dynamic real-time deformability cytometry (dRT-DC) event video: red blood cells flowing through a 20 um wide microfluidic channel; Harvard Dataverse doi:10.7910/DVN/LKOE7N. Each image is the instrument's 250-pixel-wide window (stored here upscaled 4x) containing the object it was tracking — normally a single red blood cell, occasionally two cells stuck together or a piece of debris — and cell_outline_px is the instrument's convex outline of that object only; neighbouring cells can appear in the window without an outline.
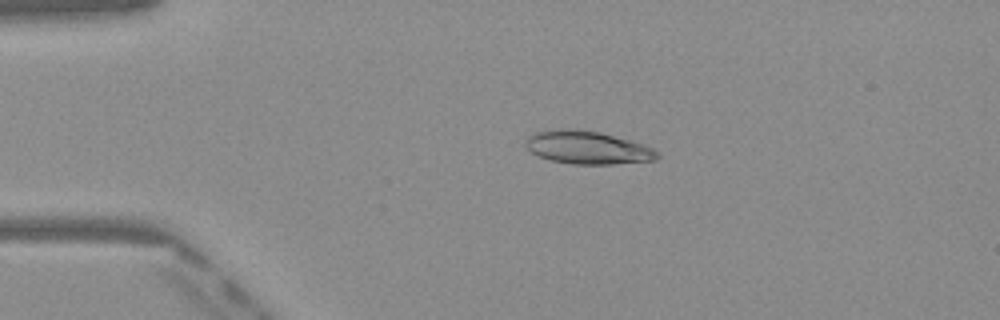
{"species": "Egyptian fruit bat (a non-hibernating species)", "species_latin": "Rousettus aegyptiacus", "temperature_condition": "warm", "stored_images_in_passage": 50, "camera_frame_rate_fps": 3000, "um_per_image_px": 0.085, "frame": {"image": 1, "passage_image": 11, "time_ms": 3.333, "image_size_px": [1000, 320], "cell_outline_px": [[660, 156], [656, 160], [612, 164], [572, 164], [552, 160], [540, 156], [532, 152], [524, 144], [524, 140], [528, 136], [536, 132], [564, 128], [580, 128], [600, 132], [644, 144], [652, 148]], "centroid_in_image_um": [49.93, 12.53], "position_along_channel_um": 35.1, "area_um2": 25.32}}
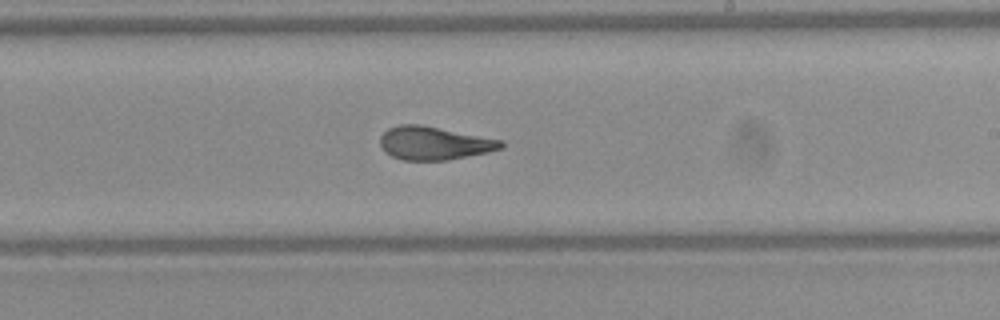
{"frame": {"image": 2, "passage_image": 30, "time_ms": 9.667, "image_size_px": [1000, 320], "cell_outline_px": [[504, 144], [500, 148], [488, 152], [448, 160], [400, 160], [384, 152], [380, 144], [380, 136], [388, 128], [400, 124], [420, 124], [504, 140]], "centroid_in_image_um": [36.88, 12.16], "position_along_channel_um": 252.1, "area_um2": 23.52}}
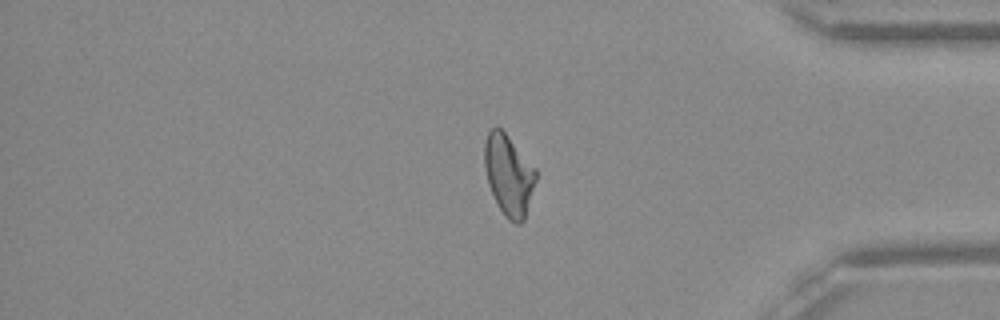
{"frame": {"image": 3, "passage_image": 42, "time_ms": 13.667, "image_size_px": [1000, 320], "cell_outline_px": [[536, 180], [524, 220], [520, 224], [516, 224], [508, 220], [504, 216], [488, 184], [484, 168], [484, 144], [488, 132], [496, 124], [508, 136], [536, 168]], "centroid_in_image_um": [43.23, 14.86], "position_along_channel_um": 392.0, "area_um2": 24.16}, "authors_computed_cell_mechanics": {"area_um2": 24.4205, "velocity_mm_per_s": 4.0732, "shape_relaxation_time_tau1_ms": 8.3836, "shape_relaxation_time_tau2_ms": 1.4134, "deformation_change_tau1": 0.2365, "deformation_change_tau2": 0.0912}}